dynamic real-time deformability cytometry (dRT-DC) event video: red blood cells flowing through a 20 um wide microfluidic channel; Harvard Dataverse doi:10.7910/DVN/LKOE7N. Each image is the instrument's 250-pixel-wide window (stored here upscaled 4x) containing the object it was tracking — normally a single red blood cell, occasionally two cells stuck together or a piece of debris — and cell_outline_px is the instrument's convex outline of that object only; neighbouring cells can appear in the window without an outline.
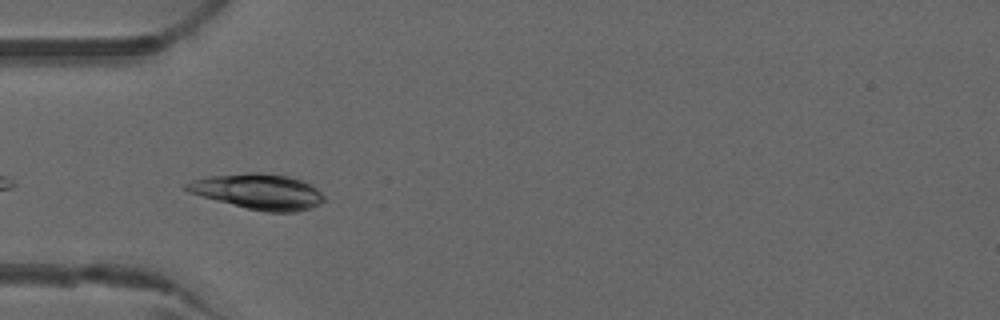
{"species": "common noctule bat (a hibernating species)", "species_latin": "Nyctalus noctula", "temperature_condition": "warm", "stored_images_in_passage": 6, "camera_frame_rate_fps": 3000, "um_per_image_px": 0.085, "animal": {"sex": "male", "forearm_length_mm": 52.5}, "frame": {"image": 1, "passage_image": 2, "time_ms": 0.333, "image_size_px": [1000, 320], "cell_outline_px": [[324, 200], [320, 204], [312, 208], [296, 212], [264, 212], [216, 200], [188, 192], [184, 188], [184, 184], [192, 180], [208, 176], [248, 172], [260, 172], [288, 176], [312, 184], [324, 196]], "centroid_in_image_um": [21.96, 16.28], "position_along_channel_um": 63.0, "area_um2": 28.44}}